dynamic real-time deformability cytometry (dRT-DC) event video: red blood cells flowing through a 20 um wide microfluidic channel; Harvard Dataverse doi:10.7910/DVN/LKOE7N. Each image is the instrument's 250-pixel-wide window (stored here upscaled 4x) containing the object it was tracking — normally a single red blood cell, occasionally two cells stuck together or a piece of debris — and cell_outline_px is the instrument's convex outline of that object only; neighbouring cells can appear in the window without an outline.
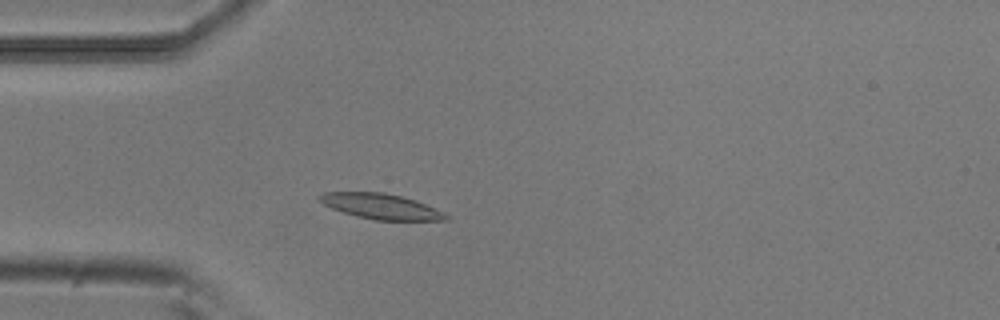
{"species": "common noctule bat (a hibernating species)", "species_latin": "Nyctalus noctula", "temperature_condition": "room temperature", "stored_images_in_passage": 49, "camera_frame_rate_fps": 3000, "um_per_image_px": 0.085, "animal": {"sex": "male", "body_mass_g": 20.5, "forearm_length_mm": 52.5}, "frame": {"image": 1, "passage_image": 11, "time_ms": 3.333, "image_size_px": [1000, 320], "cell_outline_px": [[452, 216], [448, 220], [376, 220], [356, 216], [332, 208], [316, 200], [316, 196], [324, 192], [384, 192], [416, 200], [444, 212]], "centroid_in_image_um": [32.38, 17.54], "position_along_channel_um": 52.6, "area_um2": 18.79}}
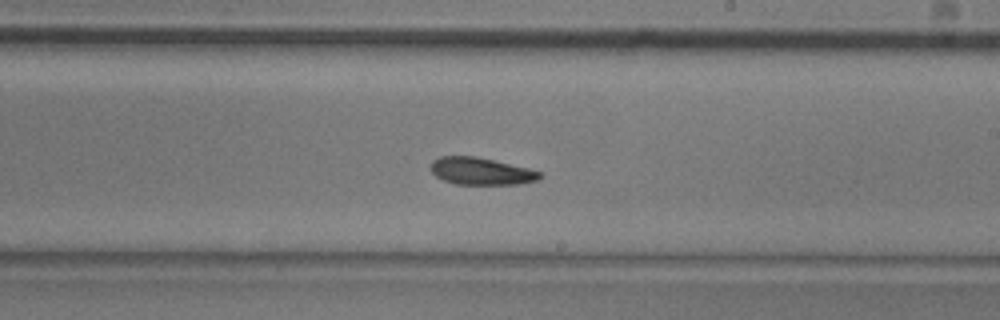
{"frame": {"image": 2, "passage_image": 27, "time_ms": 8.667, "image_size_px": [1000, 320], "cell_outline_px": [[544, 176], [536, 180], [520, 184], [456, 184], [444, 180], [436, 176], [432, 172], [432, 160], [440, 156], [476, 156], [528, 168], [544, 172]], "centroid_in_image_um": [40.93, 14.55], "position_along_channel_um": 248.1, "area_um2": 17.28}}
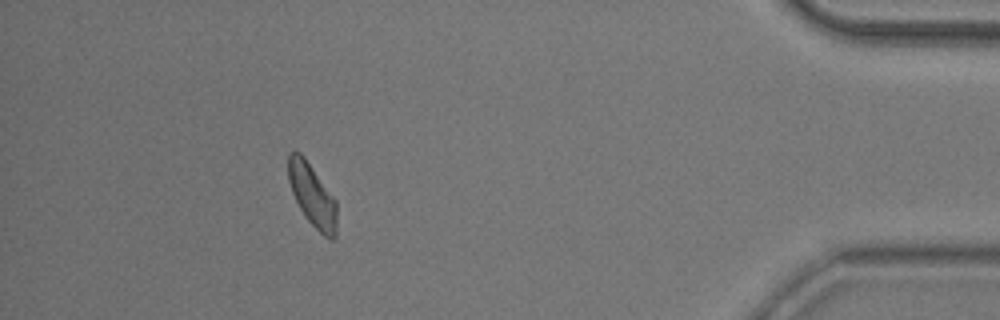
{"frame": {"image": 3, "passage_image": 44, "time_ms": 14.333, "image_size_px": [1000, 320], "cell_outline_px": [[336, 236], [332, 240], [324, 236], [304, 216], [292, 192], [288, 180], [288, 152], [300, 152], [304, 156], [336, 200]], "centroid_in_image_um": [26.54, 16.59], "position_along_channel_um": 408.7, "area_um2": 17.57}, "authors_computed_cell_mechanics": {"area_um2": 18.0336, "velocity_mm_per_s": 3.8046, "shape_relaxation_time_tau1_ms": 6.7126, "shape_relaxation_time_tau2_ms": 4.0392, "deformation_change_tau1": 0.1488, "deformation_change_tau2": 0.0967}}